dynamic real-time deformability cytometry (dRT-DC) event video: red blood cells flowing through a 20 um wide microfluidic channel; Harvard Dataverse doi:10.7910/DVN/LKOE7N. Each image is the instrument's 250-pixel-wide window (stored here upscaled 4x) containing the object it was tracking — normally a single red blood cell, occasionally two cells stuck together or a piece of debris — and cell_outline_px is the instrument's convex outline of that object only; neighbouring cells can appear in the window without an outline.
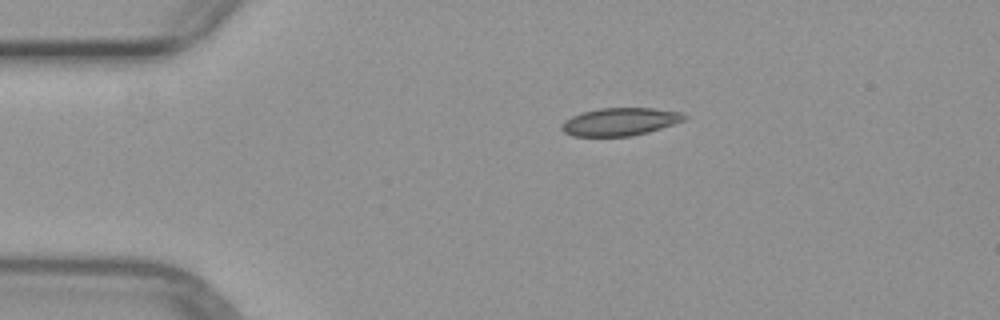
{"species": "common noctule bat (a hibernating species)", "species_latin": "Nyctalus noctula", "temperature_condition": "warm", "stored_images_in_passage": 2, "camera_frame_rate_fps": 3000, "um_per_image_px": 0.085, "animal": {"sex": "female", "body_mass_g": 29.2, "forearm_length_mm": 56.3}, "frame": {"image": 1, "passage_image": 1, "time_ms": 0.0, "image_size_px": [1000, 320], "cell_outline_px": [[688, 116], [684, 120], [648, 132], [632, 136], [572, 136], [564, 132], [560, 128], [560, 124], [564, 120], [580, 112], [600, 108], [652, 108], [680, 112]], "centroid_in_image_um": [52.64, 10.34], "position_along_channel_um": 32.4, "area_um2": 19.88}}